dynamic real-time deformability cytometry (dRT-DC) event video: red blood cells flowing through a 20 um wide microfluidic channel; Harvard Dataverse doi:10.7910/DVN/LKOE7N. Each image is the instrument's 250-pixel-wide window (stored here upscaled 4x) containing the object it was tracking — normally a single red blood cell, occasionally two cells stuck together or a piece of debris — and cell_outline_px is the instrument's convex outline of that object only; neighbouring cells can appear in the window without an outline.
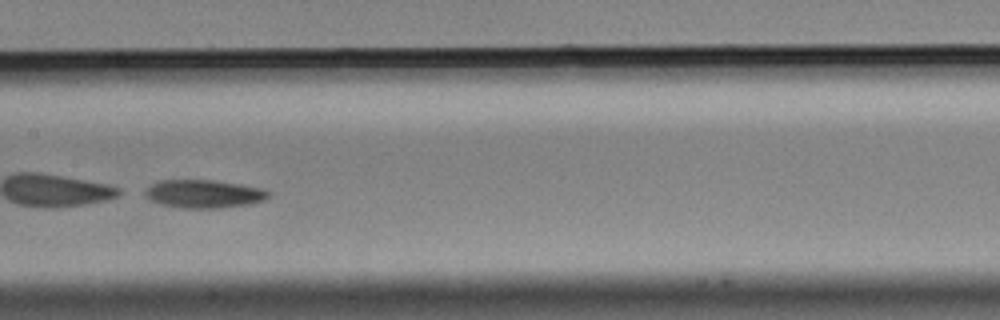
{"species": "Egyptian fruit bat (a non-hibernating species)", "species_latin": "Rousettus aegyptiacus", "temperature_condition": "cold", "stored_images_in_passage": 40, "camera_frame_rate_fps": 3000, "um_per_image_px": 0.085, "animal": {"sex": "male"}, "frame": {"image": 1, "passage_image": 12, "time_ms": 3.667, "image_size_px": [1000, 320], "cell_outline_px": [[268, 196], [264, 200], [252, 204], [220, 208], [180, 208], [160, 204], [144, 196], [144, 192], [152, 184], [160, 180], [212, 180], [240, 184], [264, 188], [268, 192]], "centroid_in_image_um": [17.33, 16.48], "position_along_channel_um": 190.1, "area_um2": 20.29}}